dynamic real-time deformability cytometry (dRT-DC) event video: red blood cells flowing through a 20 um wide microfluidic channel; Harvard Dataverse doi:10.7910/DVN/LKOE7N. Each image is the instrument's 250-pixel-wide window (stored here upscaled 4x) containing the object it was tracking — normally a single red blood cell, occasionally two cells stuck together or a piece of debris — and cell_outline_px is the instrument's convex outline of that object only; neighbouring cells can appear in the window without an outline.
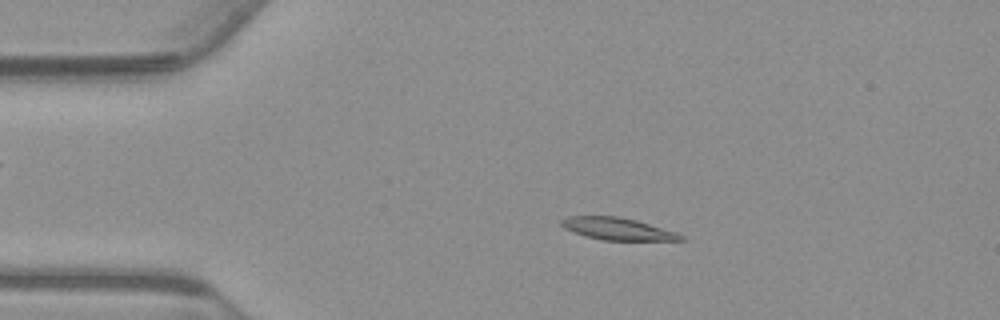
{"species": "common noctule bat (a hibernating species)", "species_latin": "Nyctalus noctula", "temperature_condition": "warm", "stored_images_in_passage": 54, "camera_frame_rate_fps": 3000, "um_per_image_px": 0.085, "animal": {"sex": "male", "body_mass_g": 23.1, "forearm_length_mm": 52.7}, "frame": {"image": 1, "passage_image": 10, "time_ms": 3.0, "image_size_px": [1000, 320], "cell_outline_px": [[688, 240], [604, 240], [584, 236], [572, 232], [564, 228], [560, 224], [560, 220], [568, 216], [620, 216], [636, 220], [676, 232], [684, 236]], "centroid_in_image_um": [52.46, 19.45], "position_along_channel_um": 32.5, "area_um2": 15.49}}
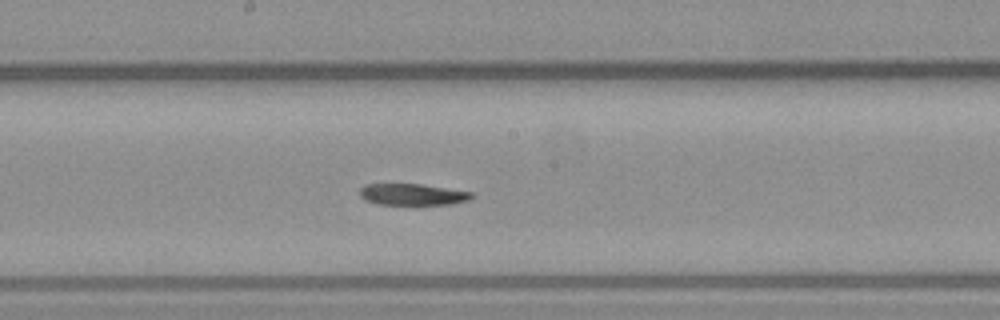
{"frame": {"image": 2, "passage_image": 28, "time_ms": 9.0, "image_size_px": [1000, 320], "cell_outline_px": [[476, 196], [472, 200], [452, 204], [416, 208], [376, 204], [364, 200], [360, 196], [360, 188], [364, 184], [420, 184], [472, 192]], "centroid_in_image_um": [35.1, 16.6], "position_along_channel_um": 213.1, "area_um2": 15.2}}
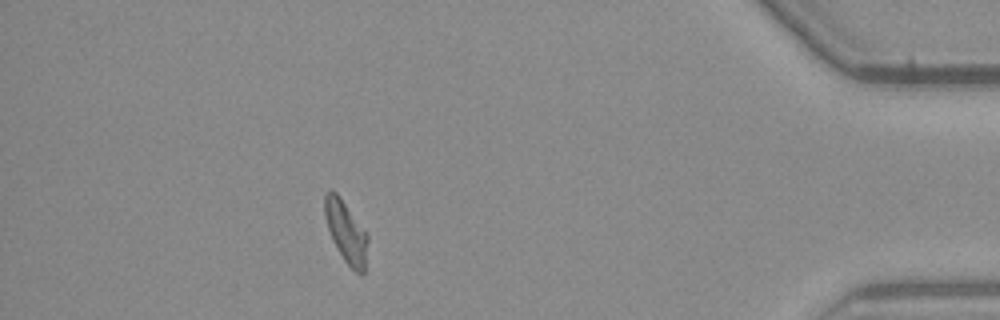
{"frame": {"image": 3, "passage_image": 48, "time_ms": 15.667, "image_size_px": [1000, 320], "cell_outline_px": [[368, 240], [364, 276], [360, 276], [344, 260], [332, 240], [328, 228], [324, 212], [324, 196], [332, 188], [340, 196], [368, 232]], "centroid_in_image_um": [29.44, 19.7], "position_along_channel_um": 405.8, "area_um2": 15.72}}